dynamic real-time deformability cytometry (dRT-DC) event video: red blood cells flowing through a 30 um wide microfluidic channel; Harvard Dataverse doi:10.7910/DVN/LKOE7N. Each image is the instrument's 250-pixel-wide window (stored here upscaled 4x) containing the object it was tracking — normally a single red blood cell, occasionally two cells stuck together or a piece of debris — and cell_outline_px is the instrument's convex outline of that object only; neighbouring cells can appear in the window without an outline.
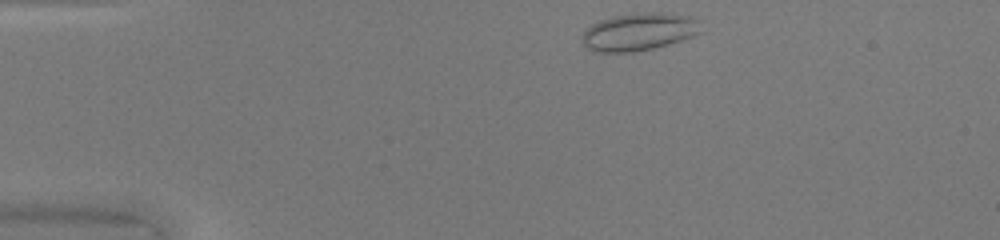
{"species": "common noctule bat (a hibernating species)", "species_latin": "Nyctalus noctula", "temperature_condition": "warm", "stored_images_in_passage": 40, "camera_frame_rate_fps": 3000, "um_per_image_px": 0.085, "animal": {"sex": "female", "body_mass_g": 20.0, "forearm_length_mm": 54.0}, "frame": {"image": 1, "passage_image": 1, "time_ms": 0.0, "image_size_px": [1000, 240], "cell_outline_px": [[700, 32], [692, 36], [668, 44], [652, 48], [632, 52], [596, 52], [588, 48], [584, 44], [580, 36], [592, 24], [600, 20], [612, 16], [652, 12], [664, 12], [688, 16], [700, 20]], "centroid_in_image_um": [54.3, 2.7], "position_along_channel_um": 30.7, "area_um2": 25.84}}
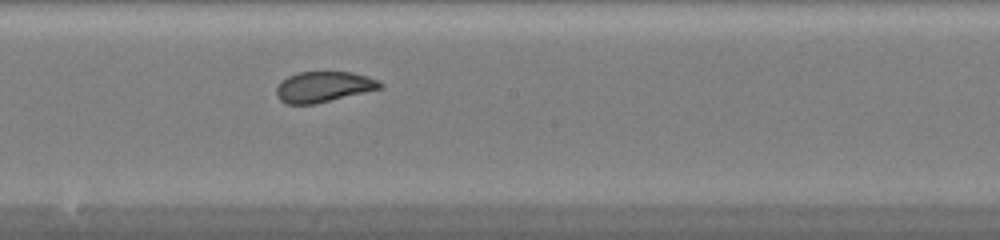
{"frame": {"image": 2, "passage_image": 19, "time_ms": 6.0, "image_size_px": [1000, 240], "cell_outline_px": [[384, 88], [316, 104], [288, 104], [280, 100], [276, 96], [276, 88], [288, 76], [296, 72], [352, 72], [368, 76], [380, 80], [384, 84]], "centroid_in_image_um": [27.56, 7.38], "position_along_channel_um": 220.6, "area_um2": 18.73}}
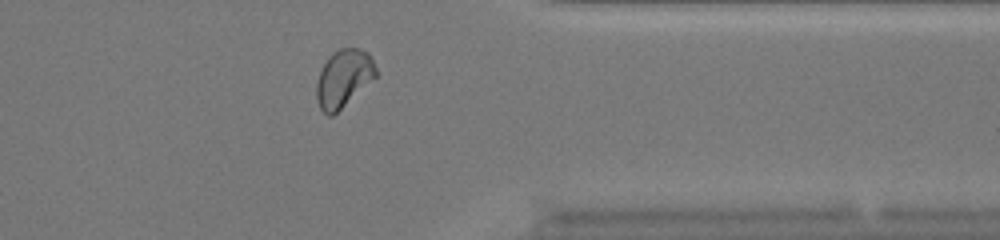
{"frame": {"image": 3, "passage_image": 31, "time_ms": 10.0, "image_size_px": [1000, 240], "cell_outline_px": [[376, 76], [332, 116], [328, 116], [320, 108], [316, 100], [316, 84], [320, 72], [328, 56], [332, 52], [340, 48], [360, 48], [368, 52], [376, 68]], "centroid_in_image_um": [29.18, 6.64], "position_along_channel_um": 382.2, "area_um2": 19.65}}